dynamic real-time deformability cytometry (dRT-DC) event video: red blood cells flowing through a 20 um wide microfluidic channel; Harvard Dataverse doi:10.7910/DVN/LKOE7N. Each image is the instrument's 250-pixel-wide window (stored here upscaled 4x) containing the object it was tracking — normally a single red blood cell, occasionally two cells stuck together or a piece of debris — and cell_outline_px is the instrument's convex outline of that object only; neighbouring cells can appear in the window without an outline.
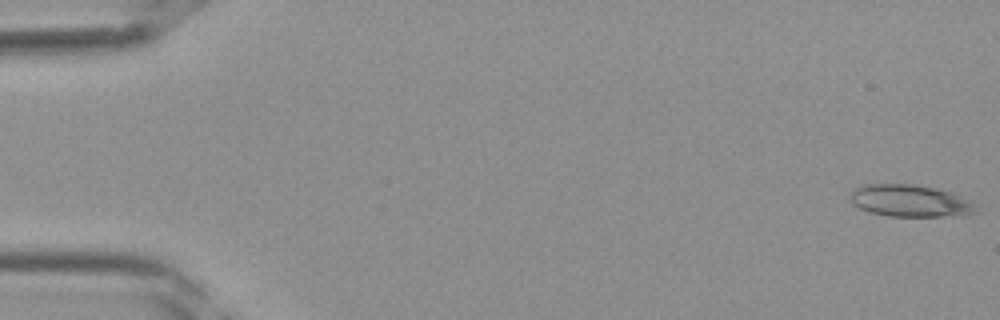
{"species": "Egyptian fruit bat (a non-hibernating species)", "species_latin": "Rousettus aegyptiacus", "temperature_condition": "room temperature", "stored_images_in_passage": 40, "camera_frame_rate_fps": 3000, "um_per_image_px": 0.085, "frame": {"image": 1, "passage_image": 1, "time_ms": 0.0, "image_size_px": [1000, 320], "cell_outline_px": [[976, 212], [940, 216], [888, 216], [872, 212], [860, 208], [852, 204], [848, 200], [852, 192], [856, 188], [864, 184], [912, 184], [936, 188], [952, 192], [972, 200], [976, 204]], "centroid_in_image_um": [77.34, 17.05], "position_along_channel_um": 7.7, "area_um2": 23.41}}
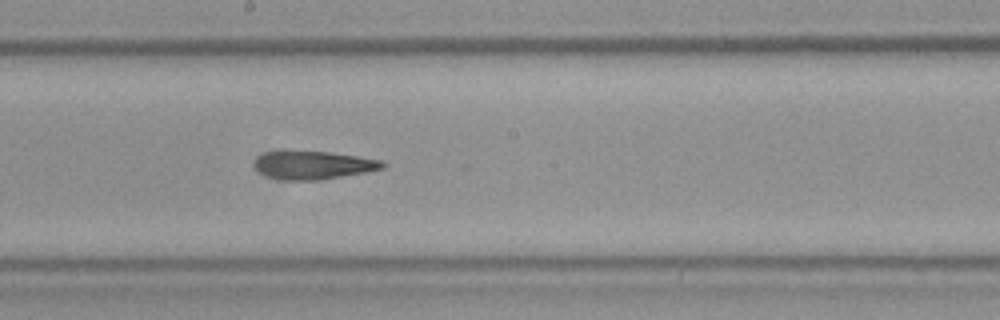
{"frame": {"image": 2, "passage_image": 22, "time_ms": 7.0, "image_size_px": [1000, 320], "cell_outline_px": [[388, 164], [384, 168], [364, 172], [320, 180], [288, 180], [268, 176], [260, 172], [256, 168], [256, 160], [264, 152], [332, 152], [360, 156], [384, 160]], "centroid_in_image_um": [26.74, 14.03], "position_along_channel_um": 221.5, "area_um2": 20.69}}
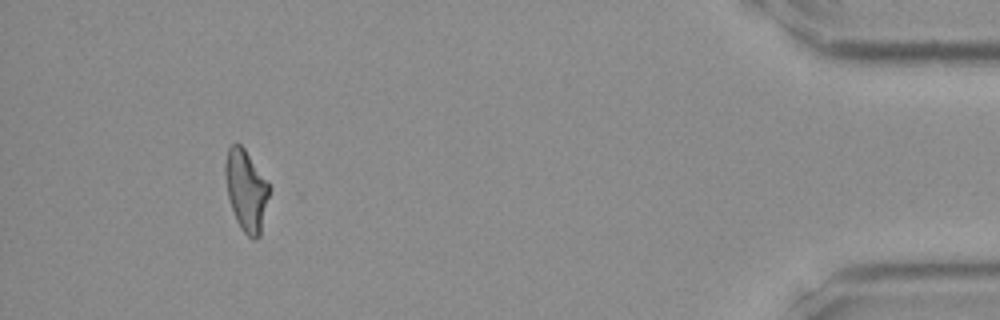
{"frame": {"image": 3, "passage_image": 37, "time_ms": 12.0, "image_size_px": [1000, 320], "cell_outline_px": [[272, 188], [260, 236], [256, 240], [252, 240], [240, 228], [236, 220], [228, 196], [224, 172], [224, 164], [228, 148], [236, 140], [244, 148]], "centroid_in_image_um": [20.94, 16.19], "position_along_channel_um": 414.3, "area_um2": 21.15}}